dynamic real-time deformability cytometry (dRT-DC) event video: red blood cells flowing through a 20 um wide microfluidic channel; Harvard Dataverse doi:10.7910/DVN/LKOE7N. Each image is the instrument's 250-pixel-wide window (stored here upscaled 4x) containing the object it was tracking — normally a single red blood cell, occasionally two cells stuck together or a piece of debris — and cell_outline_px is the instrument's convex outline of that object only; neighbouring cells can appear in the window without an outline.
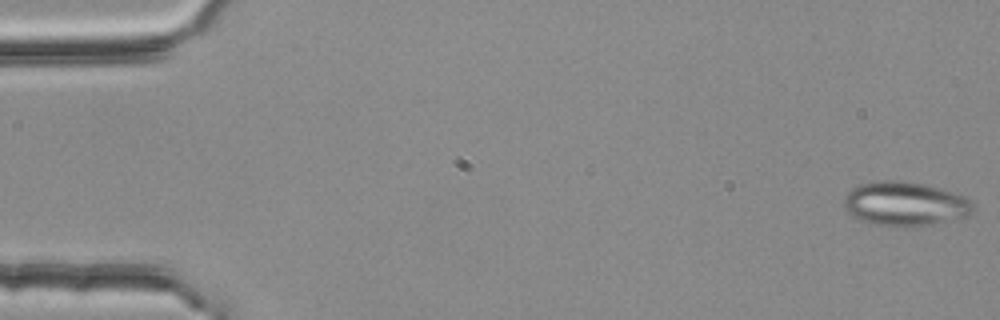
{"species": "common noctule bat (a hibernating species)", "species_latin": "Nyctalus noctula", "temperature_condition": "room temperature", "stored_images_in_passage": 4, "camera_frame_rate_fps": 3000, "um_per_image_px": 0.085, "animal": {"sex": "female", "body_mass_g": 25.1}, "frame": {"image": 1, "passage_image": 1, "time_ms": 0.0, "image_size_px": [1000, 320], "cell_outline_px": [[976, 208], [968, 216], [928, 224], [904, 228], [896, 228], [872, 224], [860, 220], [852, 216], [844, 208], [844, 196], [852, 188], [860, 184], [876, 180], [904, 180], [924, 184], [940, 188], [964, 196]], "centroid_in_image_um": [76.88, 17.33], "position_along_channel_um": 8.1, "area_um2": 33.58}}